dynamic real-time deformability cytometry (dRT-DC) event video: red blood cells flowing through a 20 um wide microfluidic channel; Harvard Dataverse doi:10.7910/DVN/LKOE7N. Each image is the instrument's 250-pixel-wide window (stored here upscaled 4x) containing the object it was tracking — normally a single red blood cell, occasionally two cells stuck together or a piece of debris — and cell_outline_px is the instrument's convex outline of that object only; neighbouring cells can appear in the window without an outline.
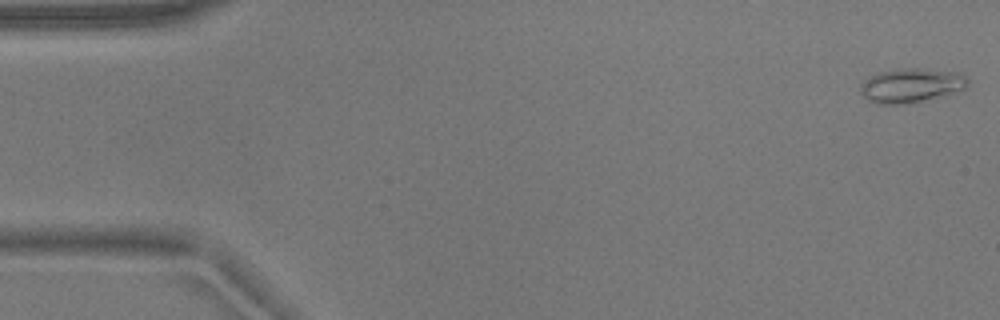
{"species": "common noctule bat (a hibernating species)", "species_latin": "Nyctalus noctula", "temperature_condition": "warm", "stored_images_in_passage": 53, "camera_frame_rate_fps": 3000, "um_per_image_px": 0.085, "animal": {"sex": "male", "body_mass_g": 17.9}, "frame": {"image": 1, "passage_image": 1, "time_ms": 0.0, "image_size_px": [1000, 320], "cell_outline_px": [[968, 84], [964, 88], [944, 96], [908, 104], [876, 104], [868, 100], [860, 92], [860, 84], [872, 76], [880, 72], [900, 68], [920, 68], [956, 72], [964, 76], [968, 80]], "centroid_in_image_um": [77.44, 7.27], "position_along_channel_um": 7.6, "area_um2": 21.39}}
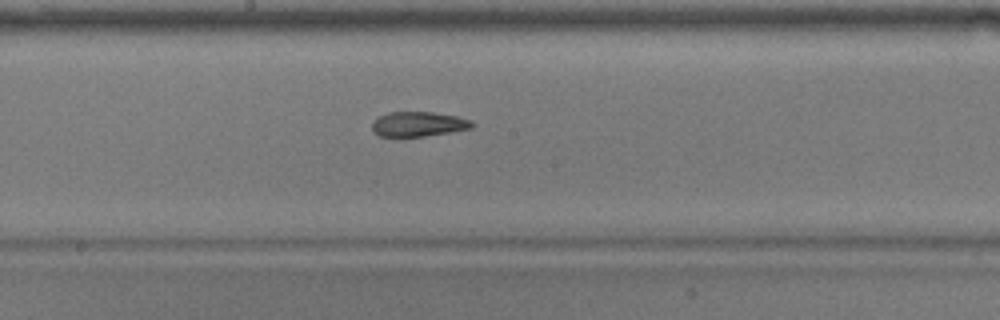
{"frame": {"image": 2, "passage_image": 28, "time_ms": 9.0, "image_size_px": [1000, 320], "cell_outline_px": [[476, 124], [472, 128], [424, 136], [380, 136], [372, 132], [372, 120], [388, 112], [432, 112], [456, 116], [472, 120]], "centroid_in_image_um": [35.55, 10.54], "position_along_channel_um": 212.6, "area_um2": 14.45}}
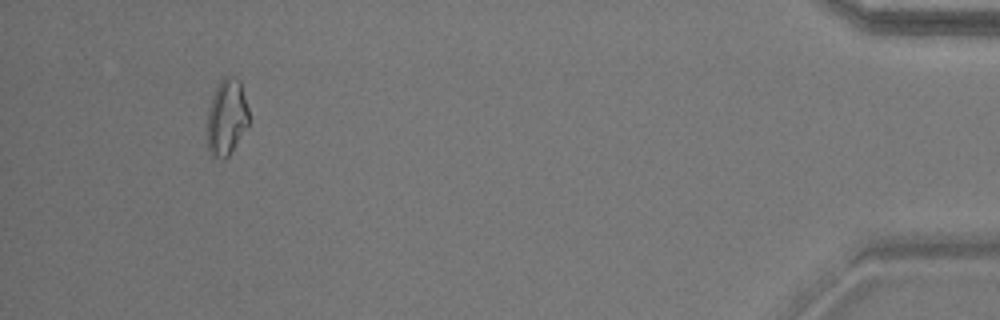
{"frame": {"image": 3, "passage_image": 50, "time_ms": 16.333, "image_size_px": [1000, 320], "cell_outline_px": [[248, 124], [228, 156], [224, 160], [216, 156], [208, 148], [208, 108], [212, 96], [220, 80], [224, 76], [232, 76], [240, 80], [248, 108]], "centroid_in_image_um": [19.27, 9.91], "position_along_channel_um": 415.9, "area_um2": 18.09}, "authors_computed_cell_mechanics": {"area_um2": 16.2418, "velocity_mm_per_s": 3.7387, "shape_relaxation_time_tau1_ms": null, "shape_relaxation_time_tau2_ms": 2.0641, "deformation_change_tau1": null, "deformation_change_tau2": 0.0817}}